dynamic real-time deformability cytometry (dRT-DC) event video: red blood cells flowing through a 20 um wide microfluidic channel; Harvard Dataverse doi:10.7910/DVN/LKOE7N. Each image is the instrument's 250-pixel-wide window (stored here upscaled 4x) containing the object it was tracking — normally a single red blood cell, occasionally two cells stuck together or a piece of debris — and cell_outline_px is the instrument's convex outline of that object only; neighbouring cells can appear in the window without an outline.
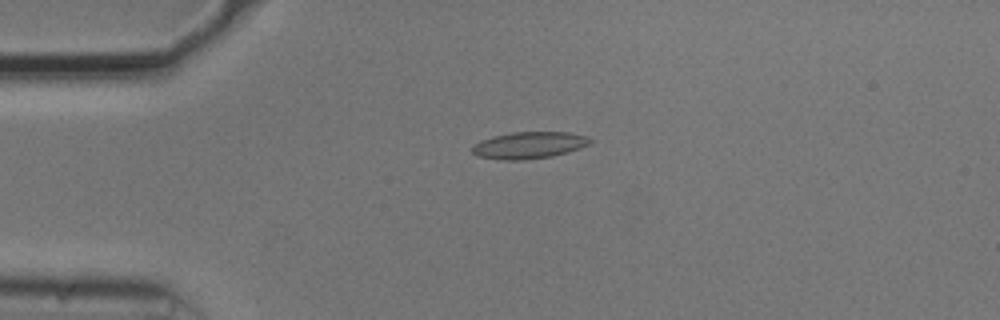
{"species": "common noctule bat (a hibernating species)", "species_latin": "Nyctalus noctula", "temperature_condition": "cold", "stored_images_in_passage": 54, "camera_frame_rate_fps": 3000, "um_per_image_px": 0.085, "animal": {"sex": "male", "body_mass_g": 20.5, "forearm_length_mm": 52.5}, "frame": {"image": 1, "passage_image": 13, "time_ms": 4.0, "image_size_px": [1000, 320], "cell_outline_px": [[592, 140], [588, 144], [580, 148], [552, 156], [520, 160], [504, 160], [476, 156], [472, 152], [472, 148], [480, 140], [492, 136], [512, 132], [568, 132], [588, 136]], "centroid_in_image_um": [44.95, 12.33], "position_along_channel_um": 40.0, "area_um2": 18.32}}
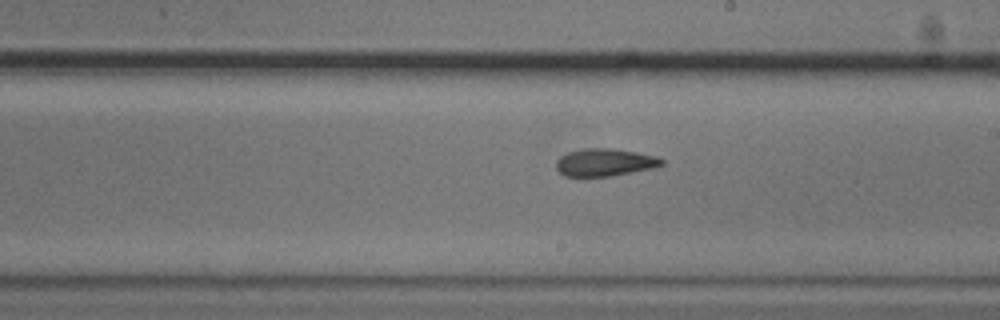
{"frame": {"image": 2, "passage_image": 31, "time_ms": 10.0, "image_size_px": [1000, 320], "cell_outline_px": [[664, 164], [656, 168], [612, 176], [564, 176], [556, 168], [556, 160], [560, 156], [568, 152], [584, 148], [612, 148], [660, 156], [664, 160]], "centroid_in_image_um": [51.46, 13.8], "position_along_channel_um": 237.5, "area_um2": 17.22}}
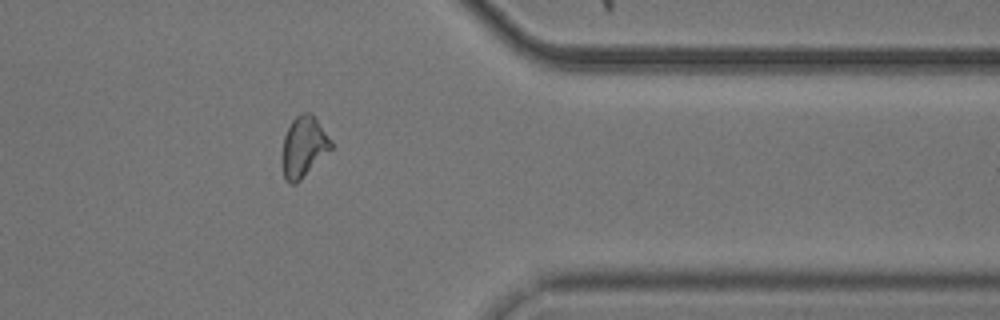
{"frame": {"image": 3, "passage_image": 44, "time_ms": 14.333, "image_size_px": [1000, 320], "cell_outline_px": [[332, 148], [296, 184], [288, 184], [284, 176], [284, 136], [292, 120], [296, 116], [304, 112], [312, 112], [316, 116], [332, 140]], "centroid_in_image_um": [25.86, 12.43], "position_along_channel_um": 385.5, "area_um2": 17.05}, "authors_computed_cell_mechanics": {"area_um2": 17.4556, "velocity_mm_per_s": 3.7248, "shape_relaxation_time_tau1_ms": null, "shape_relaxation_time_tau2_ms": 7.4701, "deformation_change_tau1": null, "deformation_change_tau2": 0.163}}